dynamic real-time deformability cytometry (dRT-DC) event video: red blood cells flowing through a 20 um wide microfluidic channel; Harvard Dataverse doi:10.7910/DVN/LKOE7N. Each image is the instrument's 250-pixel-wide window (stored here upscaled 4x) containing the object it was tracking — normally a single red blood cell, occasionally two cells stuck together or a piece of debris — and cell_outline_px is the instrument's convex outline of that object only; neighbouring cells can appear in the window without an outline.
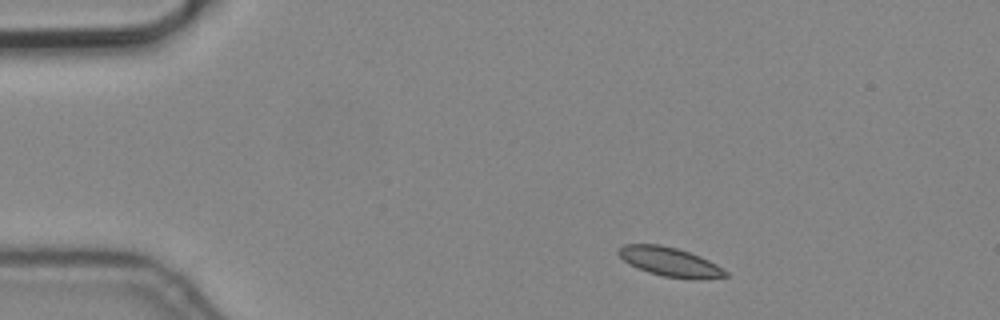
{"species": "common noctule bat (a hibernating species)", "species_latin": "Nyctalus noctula", "temperature_condition": "cold", "stored_images_in_passage": 4, "camera_frame_rate_fps": 3000, "um_per_image_px": 0.085, "animal": {"sex": "male", "body_mass_g": 19.2, "forearm_length_mm": 51.8}, "frame": {"image": 1, "passage_image": 1, "time_ms": 0.0, "image_size_px": [1000, 320], "cell_outline_px": [[728, 276], [664, 276], [648, 272], [624, 260], [616, 252], [616, 248], [624, 244], [660, 244], [676, 248], [700, 256], [716, 264], [728, 272]], "centroid_in_image_um": [56.82, 22.18], "position_along_channel_um": 28.2, "area_um2": 17.11}}
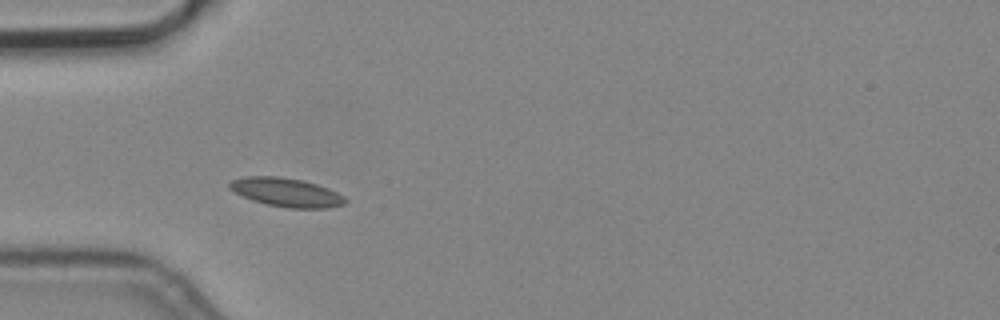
{"frame": {"image": 2, "passage_image": 3, "time_ms": 0.667, "image_size_px": [1000, 320], "cell_outline_px": [[348, 200], [344, 204], [328, 208], [288, 208], [268, 204], [252, 200], [228, 188], [228, 184], [232, 180], [244, 176], [280, 176], [304, 180], [328, 188], [344, 196]], "centroid_in_image_um": [24.35, 16.34], "position_along_channel_um": 60.6, "area_um2": 19.36}}
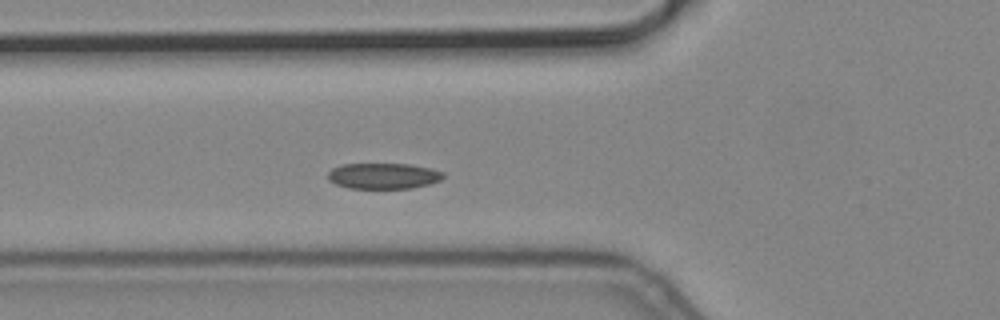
{"frame": {"image": 3, "passage_image": 4, "time_ms": 1.0, "image_size_px": [1000, 320], "cell_outline_px": [[444, 176], [440, 180], [428, 184], [412, 188], [348, 188], [336, 184], [328, 180], [328, 172], [332, 168], [340, 164], [412, 164], [432, 168], [444, 172]], "centroid_in_image_um": [32.58, 14.94], "position_along_channel_um": 93.2, "area_um2": 17.46}}